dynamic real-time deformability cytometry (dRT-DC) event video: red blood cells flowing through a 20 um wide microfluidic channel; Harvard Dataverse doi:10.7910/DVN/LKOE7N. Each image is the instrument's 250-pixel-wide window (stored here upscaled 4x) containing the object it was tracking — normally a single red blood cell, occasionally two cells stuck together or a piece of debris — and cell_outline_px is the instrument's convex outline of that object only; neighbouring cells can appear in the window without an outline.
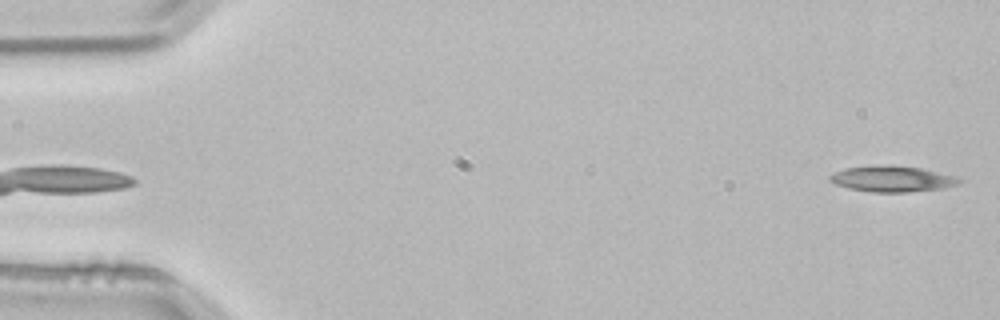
{"species": "common noctule bat (a hibernating species)", "species_latin": "Nyctalus noctula", "temperature_condition": "room temperature", "stored_images_in_passage": 3, "segment_of_instrument_passage": [2, 2], "camera_frame_rate_fps": 3000, "um_per_image_px": 0.085, "animal": {"sex": "male", "body_mass_g": 21.5, "forearm_length_mm": 52.0}, "frame": {"image": 1, "passage_image": 3, "time_ms": 0.667, "image_size_px": [1000, 320], "cell_outline_px": [[964, 180], [960, 184], [944, 188], [908, 192], [872, 192], [848, 188], [836, 184], [828, 180], [828, 176], [836, 172], [848, 168], [888, 164], [920, 168], [952, 176]], "centroid_in_image_um": [75.84, 15.21], "position_along_channel_um": 9.2, "area_um2": 19.36}}